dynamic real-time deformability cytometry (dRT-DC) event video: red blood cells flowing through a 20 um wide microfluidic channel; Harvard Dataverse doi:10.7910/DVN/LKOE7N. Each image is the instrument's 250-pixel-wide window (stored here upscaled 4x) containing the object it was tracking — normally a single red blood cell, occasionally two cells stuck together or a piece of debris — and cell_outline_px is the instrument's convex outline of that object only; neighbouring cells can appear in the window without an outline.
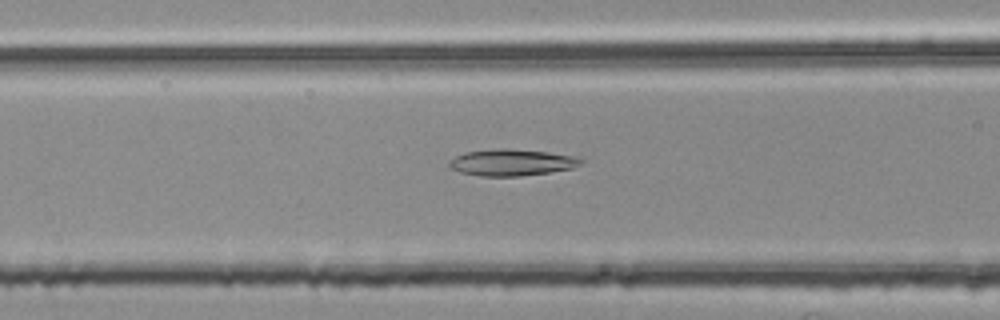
{"species": "common noctule bat (a hibernating species)", "species_latin": "Nyctalus noctula", "temperature_condition": "room temperature", "stored_images_in_passage": 43, "camera_frame_rate_fps": 3000, "um_per_image_px": 0.085, "animal": {"sex": "female", "body_mass_g": 25.1}, "frame": {"image": 1, "passage_image": 11, "time_ms": 3.333, "image_size_px": [1000, 320], "cell_outline_px": [[584, 160], [580, 164], [572, 168], [548, 172], [520, 176], [480, 176], [460, 172], [452, 168], [448, 164], [448, 160], [456, 156], [468, 152], [496, 148], [504, 148], [548, 152], [572, 156]], "centroid_in_image_um": [43.46, 13.81], "position_along_channel_um": 123.1, "area_um2": 20.11}}
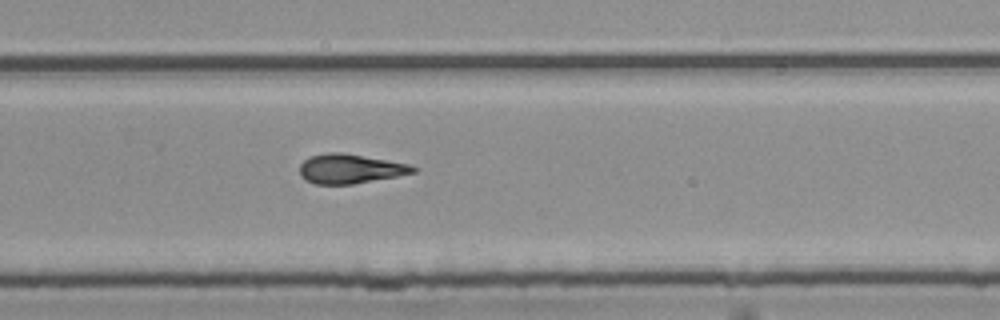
{"frame": {"image": 2, "passage_image": 25, "time_ms": 8.0, "image_size_px": [1000, 320], "cell_outline_px": [[416, 172], [396, 176], [352, 184], [316, 184], [300, 176], [300, 164], [308, 156], [328, 152], [344, 152], [408, 164], [416, 168]], "centroid_in_image_um": [29.72, 14.33], "position_along_channel_um": 300.1, "area_um2": 19.31}}
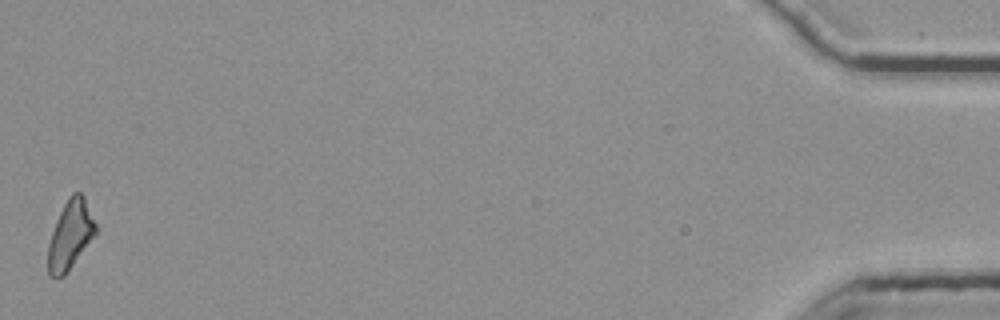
{"frame": {"image": 3, "passage_image": 43, "time_ms": 14.0, "image_size_px": [1000, 320], "cell_outline_px": [[96, 236], [64, 276], [52, 276], [48, 272], [48, 244], [56, 220], [68, 196], [72, 192], [80, 192], [84, 196], [96, 224]], "centroid_in_image_um": [5.99, 19.95], "position_along_channel_um": 429.2, "area_um2": 19.07}, "authors_computed_cell_mechanics": {"area_um2": 19.074, "velocity_mm_per_s": 3.8001, "shape_relaxation_time_tau1_ms": null, "shape_relaxation_time_tau2_ms": 4.4416, "deformation_change_tau1": null, "deformation_change_tau2": 0.1509}}